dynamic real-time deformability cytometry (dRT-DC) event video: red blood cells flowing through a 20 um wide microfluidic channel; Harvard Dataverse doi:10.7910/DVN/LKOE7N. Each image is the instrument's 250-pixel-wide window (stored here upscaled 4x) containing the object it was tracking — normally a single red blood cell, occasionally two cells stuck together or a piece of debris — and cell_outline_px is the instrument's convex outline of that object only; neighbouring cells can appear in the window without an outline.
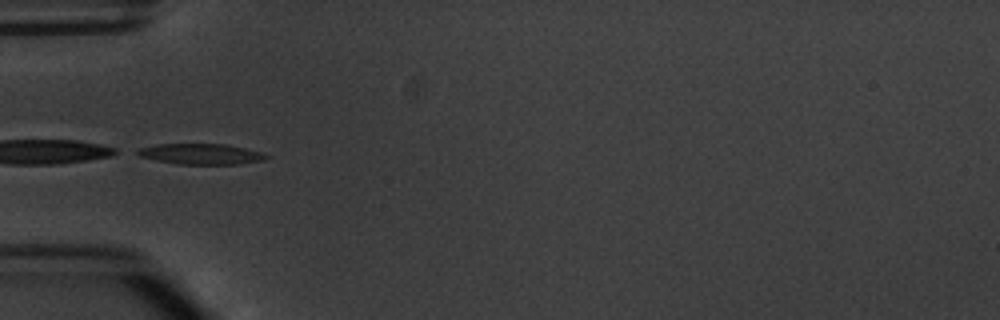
{"species": "common noctule bat (a hibernating species)", "species_latin": "Nyctalus noctula", "temperature_condition": "warm", "stored_images_in_passage": 6, "segment_of_instrument_passage": [2, 2], "camera_frame_rate_fps": 3000, "um_per_image_px": 0.085, "animal": {"sex": "male", "body_mass_g": 20.1, "forearm_length_mm": 53.5}, "frame": {"image": 1, "passage_image": 5, "time_ms": 4.667, "image_size_px": [1000, 320], "cell_outline_px": [[268, 156], [264, 160], [236, 164], [176, 164], [156, 160], [140, 156], [132, 152], [140, 148], [156, 144], [224, 144], [244, 148], [260, 152]], "centroid_in_image_um": [17.01, 13.09], "position_along_channel_um": 68.0, "area_um2": 15.37}}